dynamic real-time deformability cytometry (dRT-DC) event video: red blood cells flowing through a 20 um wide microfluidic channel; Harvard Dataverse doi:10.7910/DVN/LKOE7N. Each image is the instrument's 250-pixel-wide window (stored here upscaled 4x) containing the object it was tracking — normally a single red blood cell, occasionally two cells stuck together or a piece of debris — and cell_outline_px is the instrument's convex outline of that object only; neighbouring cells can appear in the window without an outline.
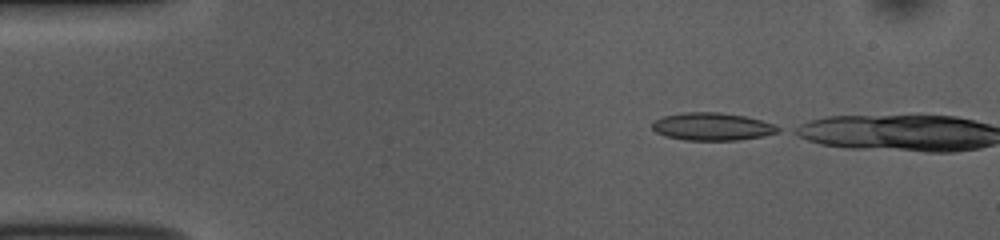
{"species": "common noctule bat (a hibernating species)", "species_latin": "Nyctalus noctula", "temperature_condition": "room temperature", "stored_images_in_passage": 3, "camera_frame_rate_fps": 3000, "um_per_image_px": 0.085, "animal": {"sex": "female", "body_mass_g": 10.0, "forearm_length_mm": 53.1}, "frame": {"image": 1, "passage_image": 1, "time_ms": 0.0, "image_size_px": [1000, 240], "cell_outline_px": [[780, 132], [764, 136], [736, 140], [684, 140], [664, 136], [656, 132], [652, 128], [652, 120], [664, 116], [684, 112], [720, 112], [744, 116], [760, 120], [772, 124], [780, 128]], "centroid_in_image_um": [60.5, 10.76], "position_along_channel_um": 24.5, "area_um2": 20.35}}